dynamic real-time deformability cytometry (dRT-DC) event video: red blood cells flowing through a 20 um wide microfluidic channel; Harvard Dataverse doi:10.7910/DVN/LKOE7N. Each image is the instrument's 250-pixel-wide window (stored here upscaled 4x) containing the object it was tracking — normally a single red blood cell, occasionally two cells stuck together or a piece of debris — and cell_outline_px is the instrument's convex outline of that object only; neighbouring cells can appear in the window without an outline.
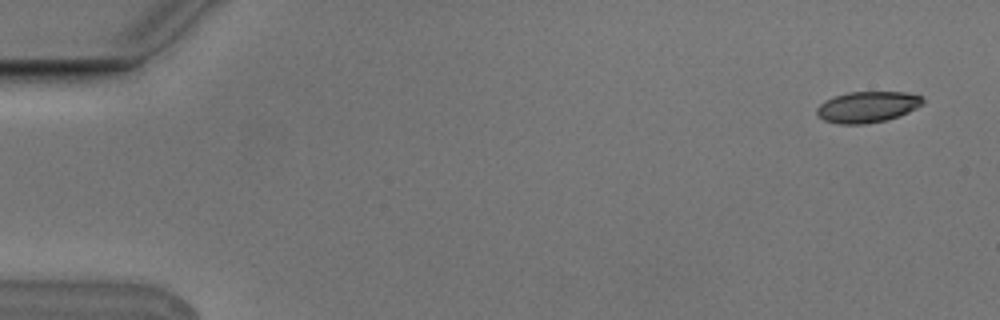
{"species": "Egyptian fruit bat (a non-hibernating species)", "species_latin": "Rousettus aegyptiacus", "temperature_condition": "cold", "stored_images_in_passage": 4, "camera_frame_rate_fps": 3000, "um_per_image_px": 0.085, "animal": {"sex": "male"}, "frame": {"image": 1, "passage_image": 1, "time_ms": 0.0, "image_size_px": [1000, 320], "cell_outline_px": [[924, 104], [908, 112], [888, 120], [864, 124], [840, 124], [824, 120], [816, 112], [816, 108], [824, 100], [848, 92], [908, 92], [924, 96]], "centroid_in_image_um": [73.77, 9.08], "position_along_channel_um": 11.2, "area_um2": 19.31}}
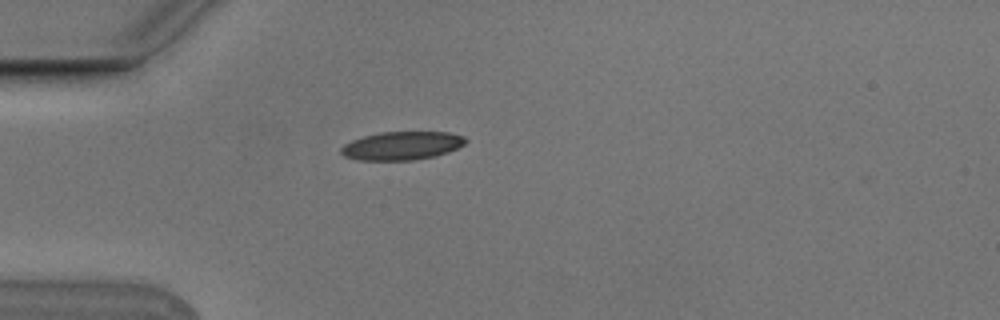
{"frame": {"image": 2, "passage_image": 4, "time_ms": 1.0, "image_size_px": [1000, 320], "cell_outline_px": [[468, 140], [464, 144], [448, 152], [436, 156], [412, 160], [360, 160], [344, 156], [340, 152], [340, 148], [344, 144], [352, 140], [364, 136], [380, 132], [448, 132], [464, 136]], "centroid_in_image_um": [34.16, 12.38], "position_along_channel_um": 50.8, "area_um2": 20.58}}